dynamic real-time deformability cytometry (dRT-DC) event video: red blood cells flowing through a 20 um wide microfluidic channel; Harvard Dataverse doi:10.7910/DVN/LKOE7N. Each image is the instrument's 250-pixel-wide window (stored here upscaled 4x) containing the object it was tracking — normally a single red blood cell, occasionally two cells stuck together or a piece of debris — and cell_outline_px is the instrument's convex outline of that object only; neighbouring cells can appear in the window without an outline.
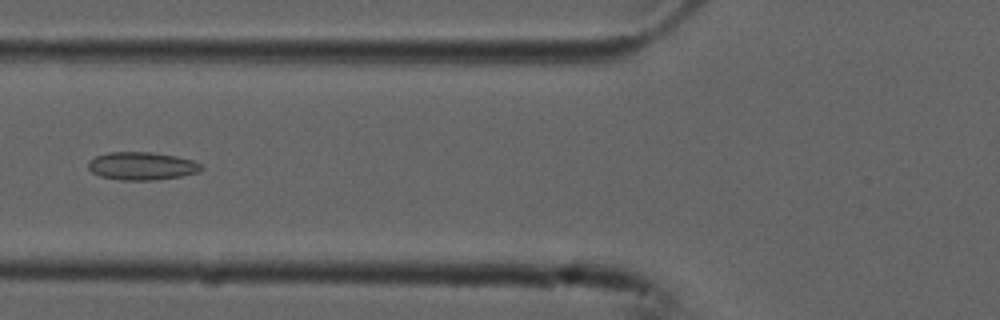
{"species": "common noctule bat (a hibernating species)", "species_latin": "Nyctalus noctula", "temperature_condition": "cold", "stored_images_in_passage": 8, "camera_frame_rate_fps": 3000, "um_per_image_px": 0.085, "animal": {"sex": "male", "forearm_length_mm": 52.5}, "frame": {"image": 1, "passage_image": 6, "time_ms": 1.667, "image_size_px": [1000, 320], "cell_outline_px": [[204, 168], [200, 172], [180, 176], [152, 180], [120, 180], [100, 176], [92, 172], [88, 168], [88, 160], [96, 156], [108, 152], [152, 152], [176, 156], [192, 160], [204, 164]], "centroid_in_image_um": [12.07, 14.1], "position_along_channel_um": 113.7, "area_um2": 18.55}}
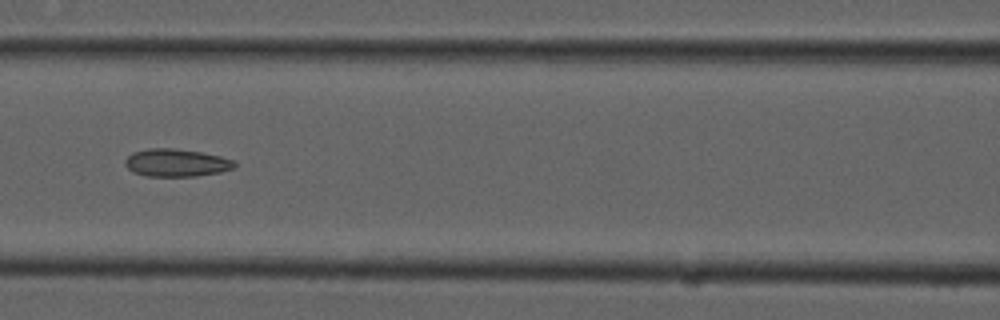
{"frame": {"image": 2, "passage_image": 7, "time_ms": 2.0, "image_size_px": [1000, 320], "cell_outline_px": [[236, 168], [220, 172], [196, 176], [148, 176], [132, 172], [124, 164], [124, 160], [132, 152], [148, 148], [172, 148], [200, 152], [220, 156], [236, 160]], "centroid_in_image_um": [14.99, 13.83], "position_along_channel_um": 151.6, "area_um2": 17.8}}
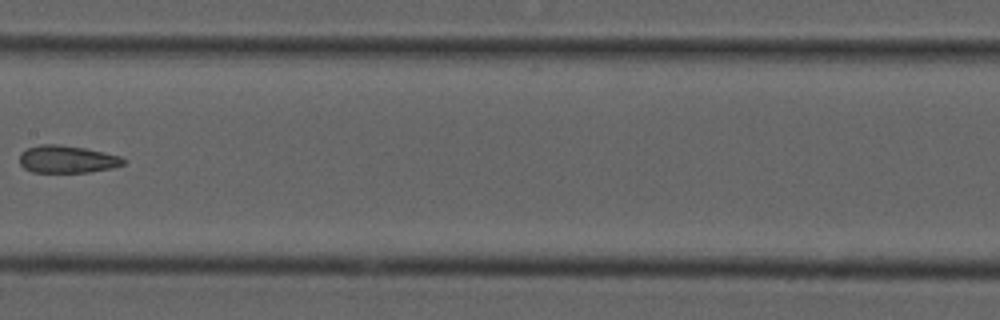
{"frame": {"image": 3, "passage_image": 8, "time_ms": 2.333, "image_size_px": [1000, 320], "cell_outline_px": [[128, 160], [124, 164], [112, 168], [88, 172], [32, 172], [24, 168], [20, 164], [20, 152], [28, 148], [40, 144], [56, 144], [84, 148], [120, 156]], "centroid_in_image_um": [5.7, 13.54], "position_along_channel_um": 201.7, "area_um2": 16.59}}